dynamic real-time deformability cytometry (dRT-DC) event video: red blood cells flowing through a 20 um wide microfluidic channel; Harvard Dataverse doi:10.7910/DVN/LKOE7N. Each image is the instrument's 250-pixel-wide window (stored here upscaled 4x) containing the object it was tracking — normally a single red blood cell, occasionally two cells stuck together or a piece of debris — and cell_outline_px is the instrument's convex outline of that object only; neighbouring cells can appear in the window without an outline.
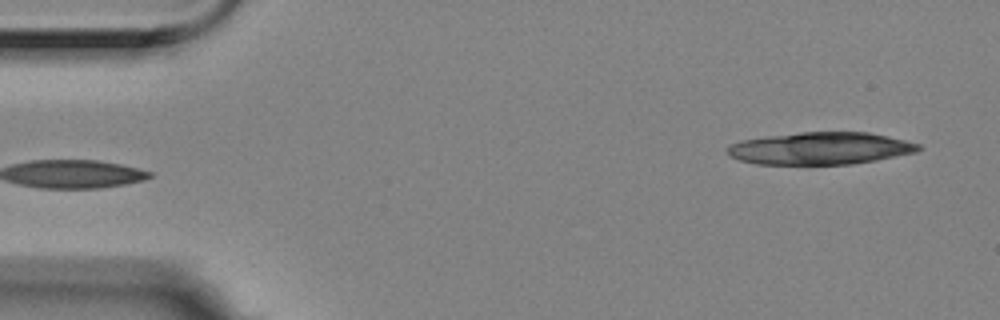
{"species": "Egyptian fruit bat (a non-hibernating species)", "species_latin": "Rousettus aegyptiacus", "temperature_condition": "room temperature", "stored_images_in_passage": 4, "segment_of_instrument_passage": [2, 2], "camera_frame_rate_fps": 3000, "um_per_image_px": 0.085, "animal": {"sex": "female"}, "frame": {"image": 1, "passage_image": 4, "time_ms": 1.0, "image_size_px": [1000, 320], "cell_outline_px": [[924, 148], [916, 152], [876, 160], [852, 164], [756, 164], [740, 160], [724, 152], [732, 144], [740, 140], [800, 132], [868, 132], [888, 136], [920, 144]], "centroid_in_image_um": [69.75, 12.61], "position_along_channel_um": 15.2, "area_um2": 35.84}}